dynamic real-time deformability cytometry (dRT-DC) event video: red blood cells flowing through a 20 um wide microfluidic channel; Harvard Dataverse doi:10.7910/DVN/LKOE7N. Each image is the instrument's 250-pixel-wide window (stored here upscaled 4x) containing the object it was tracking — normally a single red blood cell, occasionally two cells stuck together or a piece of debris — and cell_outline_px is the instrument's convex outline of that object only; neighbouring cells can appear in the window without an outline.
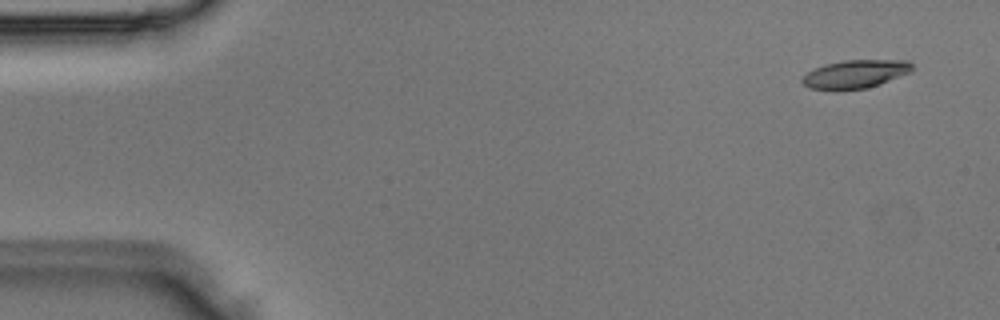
{"species": "Egyptian fruit bat (a non-hibernating species)", "species_latin": "Rousettus aegyptiacus", "temperature_condition": "room temperature", "stored_images_in_passage": 4, "camera_frame_rate_fps": 3000, "um_per_image_px": 0.085, "animal": {"sex": "male"}, "frame": {"image": 1, "passage_image": 1, "time_ms": 0.0, "image_size_px": [1000, 320], "cell_outline_px": [[912, 68], [908, 72], [880, 84], [868, 88], [836, 92], [808, 88], [800, 80], [808, 72], [824, 64], [844, 60], [908, 60], [912, 64]], "centroid_in_image_um": [72.63, 6.33], "position_along_channel_um": 12.4, "area_um2": 18.38}}
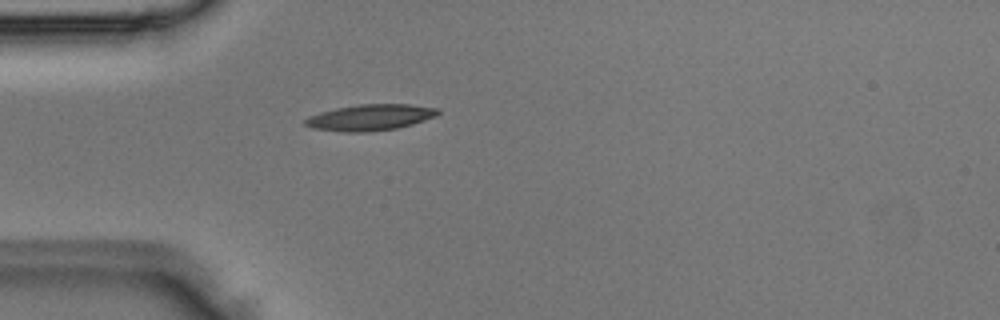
{"frame": {"image": 2, "passage_image": 4, "time_ms": 1.0, "image_size_px": [1000, 320], "cell_outline_px": [[440, 112], [436, 116], [412, 124], [396, 128], [368, 132], [344, 132], [312, 128], [304, 124], [304, 120], [308, 116], [320, 112], [336, 108], [360, 104], [408, 104], [440, 108]], "centroid_in_image_um": [31.46, 9.98], "position_along_channel_um": 53.5, "area_um2": 20.23}}